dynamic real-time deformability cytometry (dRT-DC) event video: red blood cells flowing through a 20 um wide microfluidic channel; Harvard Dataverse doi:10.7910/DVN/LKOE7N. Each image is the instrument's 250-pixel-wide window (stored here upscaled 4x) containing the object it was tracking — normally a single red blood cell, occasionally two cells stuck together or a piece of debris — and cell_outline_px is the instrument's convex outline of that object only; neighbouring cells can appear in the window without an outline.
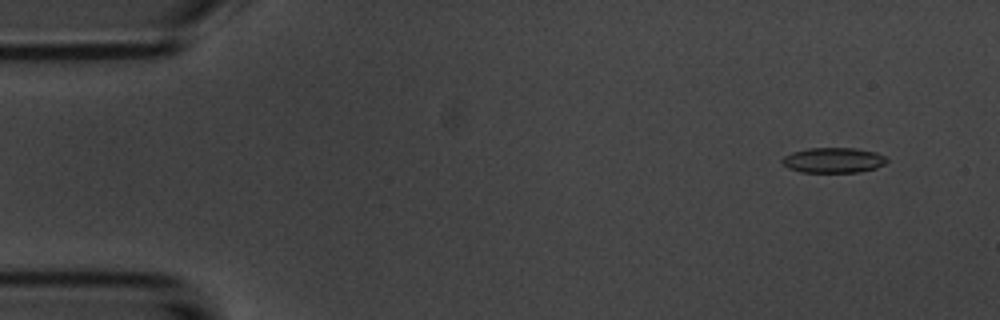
{"species": "common noctule bat (a hibernating species)", "species_latin": "Nyctalus noctula", "temperature_condition": "room temperature", "stored_images_in_passage": 52, "camera_frame_rate_fps": 3000, "um_per_image_px": 0.085, "animal": {"sex": "male", "body_mass_g": 20.1, "forearm_length_mm": 53.5}, "frame": {"image": 1, "passage_image": 2, "time_ms": 0.333, "image_size_px": [1000, 320], "cell_outline_px": [[888, 160], [884, 164], [876, 168], [860, 172], [800, 172], [788, 168], [780, 160], [784, 156], [792, 152], [808, 148], [856, 148], [876, 152], [884, 156]], "centroid_in_image_um": [70.83, 13.62], "position_along_channel_um": 14.2, "area_um2": 15.43}}
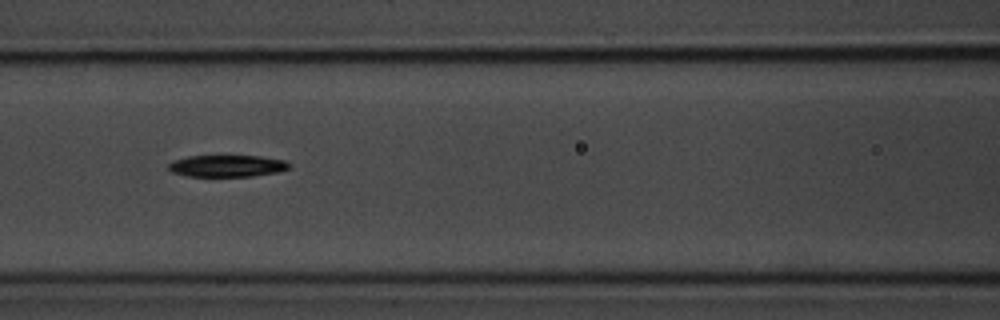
{"frame": {"image": 2, "passage_image": 21, "time_ms": 6.667, "image_size_px": [1000, 320], "cell_outline_px": [[292, 164], [288, 168], [276, 172], [252, 176], [188, 176], [172, 172], [168, 168], [168, 164], [172, 160], [188, 156], [260, 156], [284, 160]], "centroid_in_image_um": [19.28, 14.1], "position_along_channel_um": 147.3, "area_um2": 15.26}}
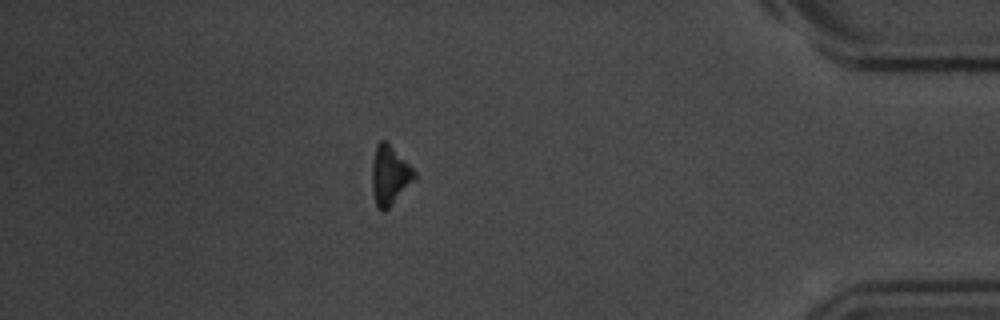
{"frame": {"image": 3, "passage_image": 45, "time_ms": 14.667, "image_size_px": [1000, 320], "cell_outline_px": [[416, 180], [384, 212], [376, 208], [372, 192], [372, 160], [376, 144], [380, 140], [384, 140], [416, 172]], "centroid_in_image_um": [33.1, 14.95], "position_along_channel_um": 402.1, "area_um2": 14.62}}